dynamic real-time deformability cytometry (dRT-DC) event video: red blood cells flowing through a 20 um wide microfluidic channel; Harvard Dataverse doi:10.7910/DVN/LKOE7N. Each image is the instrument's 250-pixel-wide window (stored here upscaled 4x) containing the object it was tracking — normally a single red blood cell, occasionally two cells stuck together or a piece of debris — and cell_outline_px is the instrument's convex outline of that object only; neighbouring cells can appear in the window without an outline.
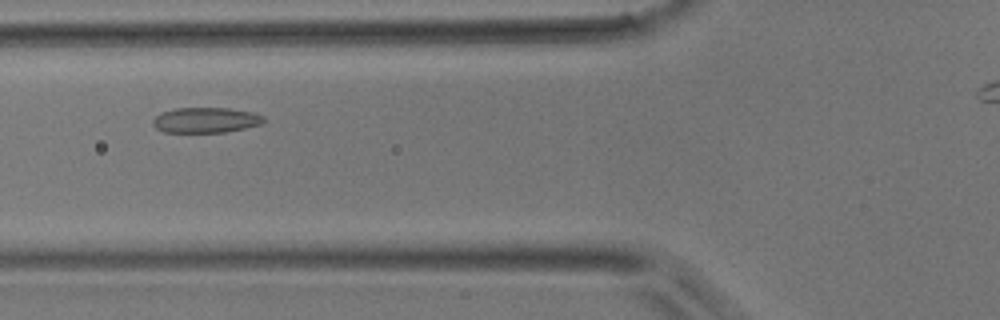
{"species": "common noctule bat (a hibernating species)", "species_latin": "Nyctalus noctula", "temperature_condition": "room temperature", "stored_images_in_passage": 38, "camera_frame_rate_fps": 3000, "um_per_image_px": 0.085, "animal": {"sex": "male", "body_mass_g": 17.9}, "frame": {"image": 1, "passage_image": 11, "time_ms": 3.333, "image_size_px": [1000, 320], "cell_outline_px": [[264, 120], [260, 124], [244, 128], [224, 132], [164, 132], [156, 128], [152, 124], [152, 120], [156, 116], [164, 112], [176, 108], [228, 108], [252, 112], [264, 116]], "centroid_in_image_um": [17.47, 10.21], "position_along_channel_um": 108.3, "area_um2": 16.18}}
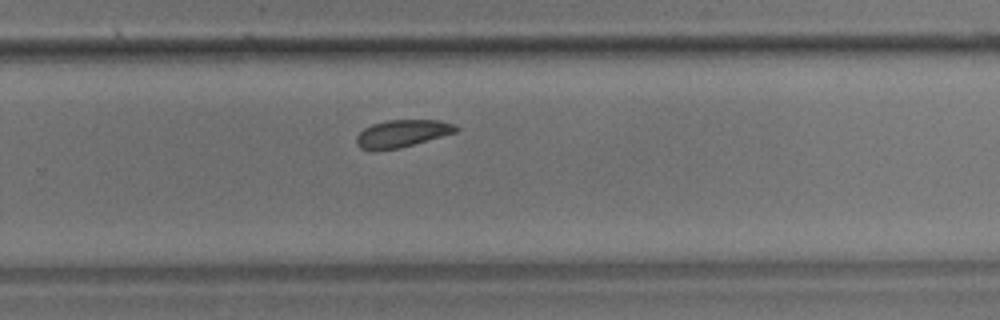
{"frame": {"image": 2, "passage_image": 25, "time_ms": 8.0, "image_size_px": [1000, 320], "cell_outline_px": [[460, 128], [456, 132], [400, 148], [360, 148], [356, 144], [356, 136], [364, 128], [372, 124], [388, 120], [440, 120], [456, 124]], "centroid_in_image_um": [34.23, 11.31], "position_along_channel_um": 295.6, "area_um2": 15.55}}
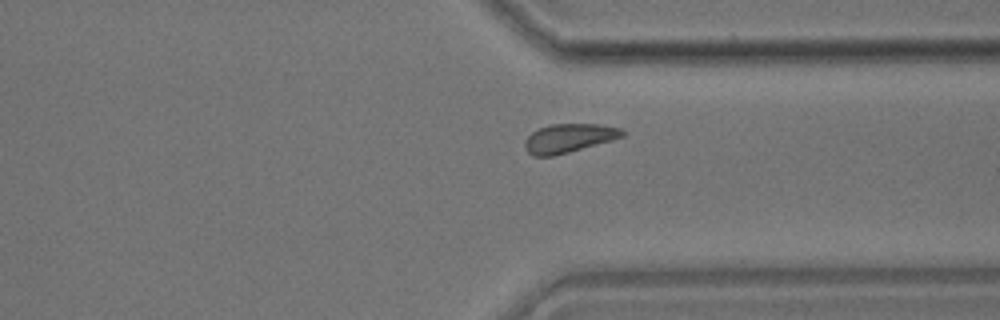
{"frame": {"image": 3, "passage_image": 30, "time_ms": 9.667, "image_size_px": [1000, 320], "cell_outline_px": [[624, 136], [612, 140], [568, 152], [552, 156], [532, 156], [524, 148], [524, 140], [532, 132], [540, 128], [552, 124], [600, 124], [620, 128], [624, 132]], "centroid_in_image_um": [48.32, 11.74], "position_along_channel_um": 363.1, "area_um2": 16.24}}